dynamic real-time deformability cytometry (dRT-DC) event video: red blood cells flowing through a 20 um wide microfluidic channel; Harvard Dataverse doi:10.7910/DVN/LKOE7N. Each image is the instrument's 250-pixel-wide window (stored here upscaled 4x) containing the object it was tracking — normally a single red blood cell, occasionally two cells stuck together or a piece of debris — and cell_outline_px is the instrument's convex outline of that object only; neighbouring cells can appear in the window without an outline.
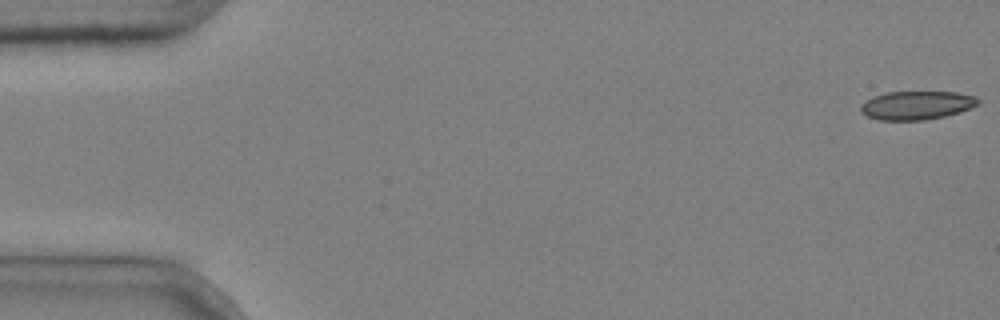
{"species": "common noctule bat (a hibernating species)", "species_latin": "Nyctalus noctula", "temperature_condition": "cold", "stored_images_in_passage": 4, "camera_frame_rate_fps": 3000, "um_per_image_px": 0.085, "animal": {"sex": "male", "body_mass_g": 20.4}, "frame": {"image": 1, "passage_image": 1, "time_ms": 0.0, "image_size_px": [1000, 320], "cell_outline_px": [[980, 104], [960, 112], [944, 116], [924, 120], [880, 120], [868, 116], [860, 112], [860, 104], [872, 96], [884, 92], [956, 92], [976, 96], [980, 100]], "centroid_in_image_um": [77.91, 8.94], "position_along_channel_um": 7.1, "area_um2": 19.71}}